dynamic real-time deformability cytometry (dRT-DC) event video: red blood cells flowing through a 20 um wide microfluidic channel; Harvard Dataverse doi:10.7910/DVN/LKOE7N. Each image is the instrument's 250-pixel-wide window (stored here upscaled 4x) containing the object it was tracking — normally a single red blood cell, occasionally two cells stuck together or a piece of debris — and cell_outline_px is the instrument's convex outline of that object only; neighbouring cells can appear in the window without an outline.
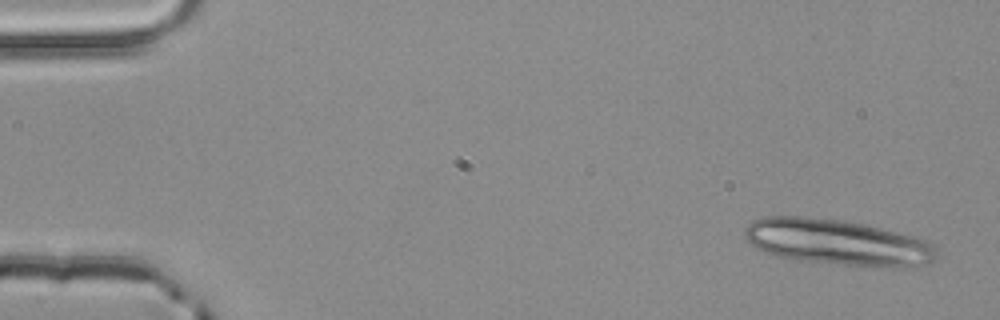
{"species": "common noctule bat (a hibernating species)", "species_latin": "Nyctalus noctula", "temperature_condition": "room temperature", "stored_images_in_passage": 2, "camera_frame_rate_fps": 3000, "um_per_image_px": 0.085, "animal": {"sex": "male", "body_mass_g": 20.4}, "frame": {"image": 1, "passage_image": 2, "time_ms": 0.333, "image_size_px": [1000, 320], "cell_outline_px": [[936, 260], [928, 264], [900, 268], [892, 268], [840, 264], [800, 260], [780, 256], [764, 252], [756, 248], [744, 236], [744, 232], [748, 224], [752, 220], [764, 216], [804, 216], [844, 220], [864, 224], [896, 232], [924, 240], [936, 244]], "centroid_in_image_um": [71.2, 20.59], "position_along_channel_um": 13.8, "area_um2": 51.33}}